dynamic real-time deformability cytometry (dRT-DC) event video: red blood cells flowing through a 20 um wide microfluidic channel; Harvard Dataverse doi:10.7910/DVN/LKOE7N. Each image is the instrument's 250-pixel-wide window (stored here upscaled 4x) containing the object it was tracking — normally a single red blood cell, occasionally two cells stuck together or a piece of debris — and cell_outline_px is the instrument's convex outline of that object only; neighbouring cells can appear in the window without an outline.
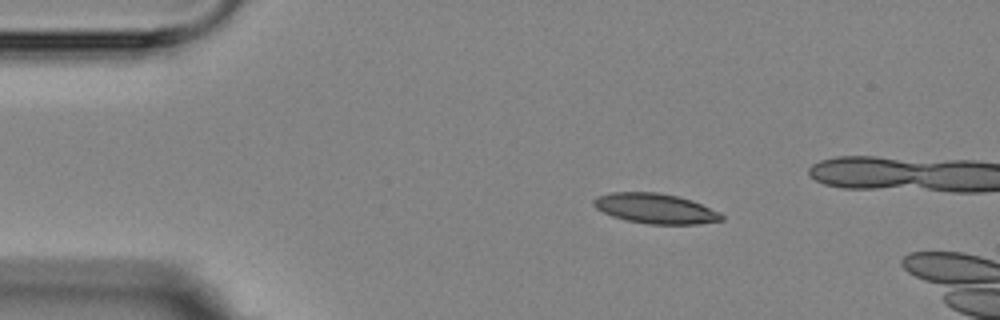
{"species": "Egyptian fruit bat (a non-hibernating species)", "species_latin": "Rousettus aegyptiacus", "temperature_condition": "room temperature", "stored_images_in_passage": 3, "camera_frame_rate_fps": 3000, "um_per_image_px": 0.085, "animal": {"sex": "female"}, "frame": {"image": 1, "passage_image": 1, "time_ms": 0.0, "image_size_px": [1000, 320], "cell_outline_px": [[724, 220], [700, 224], [648, 224], [628, 220], [612, 216], [596, 208], [592, 204], [592, 200], [596, 196], [612, 192], [656, 192], [676, 196], [692, 200], [720, 212], [724, 216]], "centroid_in_image_um": [55.71, 17.72], "position_along_channel_um": 29.3, "area_um2": 22.43}}